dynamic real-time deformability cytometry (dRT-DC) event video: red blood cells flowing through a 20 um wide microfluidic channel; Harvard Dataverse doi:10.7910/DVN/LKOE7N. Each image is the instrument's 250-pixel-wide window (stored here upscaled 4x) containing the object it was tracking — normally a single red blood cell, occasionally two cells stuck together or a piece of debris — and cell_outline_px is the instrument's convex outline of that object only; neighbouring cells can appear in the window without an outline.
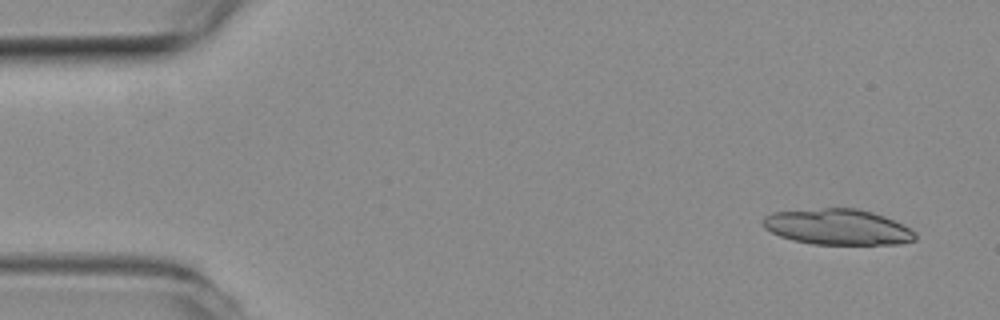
{"species": "common noctule bat (a hibernating species)", "species_latin": "Nyctalus noctula", "temperature_condition": "room temperature", "stored_images_in_passage": 23, "camera_frame_rate_fps": 3000, "um_per_image_px": 0.085, "animal": {"sex": "female", "body_mass_g": 19.3, "forearm_length_mm": 54.1}, "frame": {"image": 1, "passage_image": 3, "time_ms": 0.667, "image_size_px": [1000, 320], "cell_outline_px": [[916, 240], [896, 244], [812, 244], [792, 240], [780, 236], [764, 228], [760, 220], [764, 216], [772, 212], [824, 208], [856, 208], [872, 212], [884, 216], [916, 232]], "centroid_in_image_um": [71.15, 19.29], "position_along_channel_um": 13.8, "area_um2": 31.67}}